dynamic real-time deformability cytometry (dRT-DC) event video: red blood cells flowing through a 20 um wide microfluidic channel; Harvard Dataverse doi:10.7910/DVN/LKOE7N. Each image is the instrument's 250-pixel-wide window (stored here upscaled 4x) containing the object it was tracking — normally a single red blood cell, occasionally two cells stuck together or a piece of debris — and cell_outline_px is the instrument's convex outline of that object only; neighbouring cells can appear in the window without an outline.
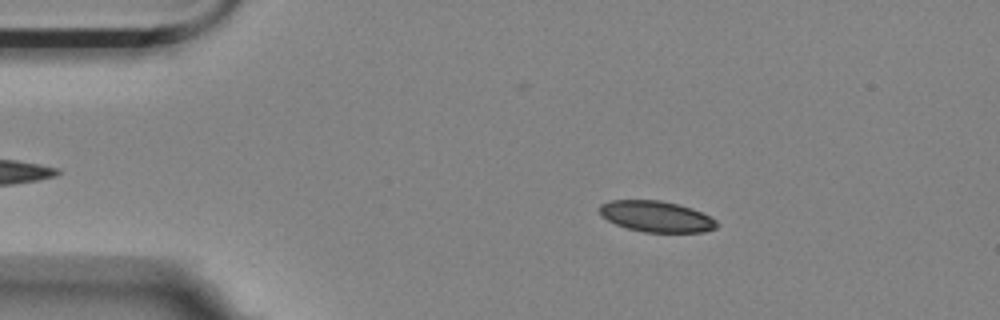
{"species": "Egyptian fruit bat (a non-hibernating species)", "species_latin": "Rousettus aegyptiacus", "temperature_condition": "room temperature", "stored_images_in_passage": 56, "camera_frame_rate_fps": 3000, "um_per_image_px": 0.085, "animal": {"sex": "female"}, "frame": {"image": 1, "passage_image": 9, "time_ms": 2.667, "image_size_px": [1000, 320], "cell_outline_px": [[716, 228], [704, 232], [644, 232], [628, 228], [616, 224], [600, 216], [600, 204], [612, 200], [660, 200], [692, 208], [716, 220]], "centroid_in_image_um": [55.76, 18.4], "position_along_channel_um": 29.2, "area_um2": 20.98}}
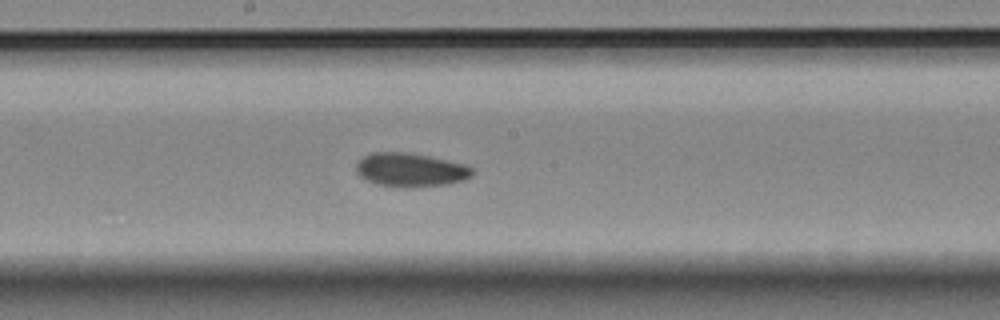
{"frame": {"image": 2, "passage_image": 29, "time_ms": 9.333, "image_size_px": [1000, 320], "cell_outline_px": [[476, 172], [472, 176], [464, 180], [448, 184], [412, 188], [376, 184], [360, 176], [356, 172], [356, 164], [364, 156], [372, 152], [404, 152], [428, 156], [464, 164], [472, 168]], "centroid_in_image_um": [34.92, 14.45], "position_along_channel_um": 213.3, "area_um2": 22.83}}
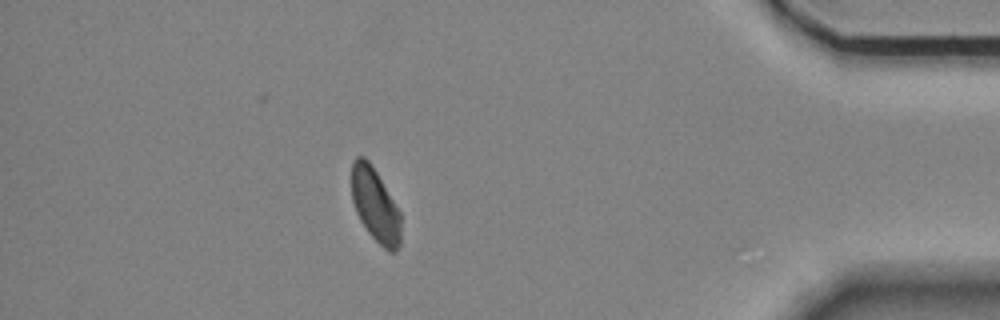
{"frame": {"image": 3, "passage_image": 49, "time_ms": 16.0, "image_size_px": [1000, 320], "cell_outline_px": [[400, 244], [396, 252], [388, 252], [368, 232], [360, 220], [356, 212], [352, 200], [352, 164], [356, 156], [364, 156], [368, 160], [376, 172], [400, 212]], "centroid_in_image_um": [31.89, 17.45], "position_along_channel_um": 403.3, "area_um2": 20.87}, "authors_computed_cell_mechanics": {"area_um2": 22.0796, "velocity_mm_per_s": 3.5088, "shape_relaxation_time_tau1_ms": 4.2185, "shape_relaxation_time_tau2_ms": 6.2865, "deformation_change_tau1": 0.0943, "deformation_change_tau2": 0.0989}}